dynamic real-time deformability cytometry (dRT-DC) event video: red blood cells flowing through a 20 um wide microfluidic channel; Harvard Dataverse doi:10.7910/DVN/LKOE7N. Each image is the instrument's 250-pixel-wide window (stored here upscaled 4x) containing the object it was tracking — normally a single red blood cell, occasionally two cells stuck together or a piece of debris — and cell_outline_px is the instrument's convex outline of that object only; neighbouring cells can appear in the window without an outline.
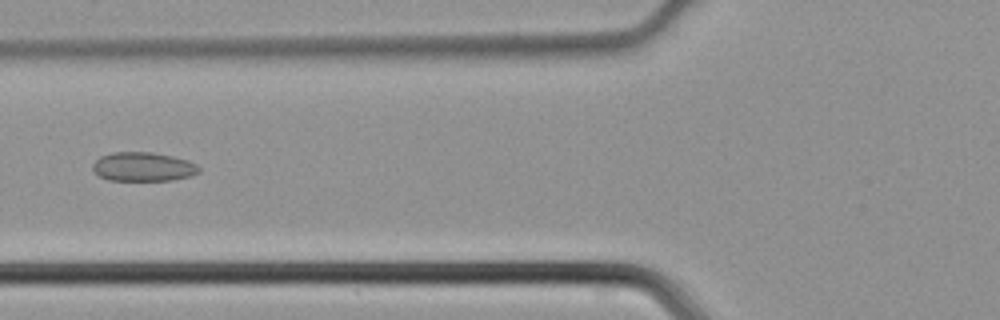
{"species": "common noctule bat (a hibernating species)", "species_latin": "Nyctalus noctula", "temperature_condition": "cold", "stored_images_in_passage": 46, "camera_frame_rate_fps": 3000, "um_per_image_px": 0.085, "animal": {"sex": "male", "body_mass_g": 21.5, "forearm_length_mm": 52.0}, "frame": {"image": 1, "passage_image": 18, "time_ms": 5.667, "image_size_px": [1000, 320], "cell_outline_px": [[200, 172], [192, 176], [172, 180], [108, 180], [100, 176], [92, 168], [92, 164], [100, 156], [112, 152], [152, 152], [172, 156], [188, 160], [196, 164], [200, 168]], "centroid_in_image_um": [12.19, 14.17], "position_along_channel_um": 113.6, "area_um2": 18.03}}
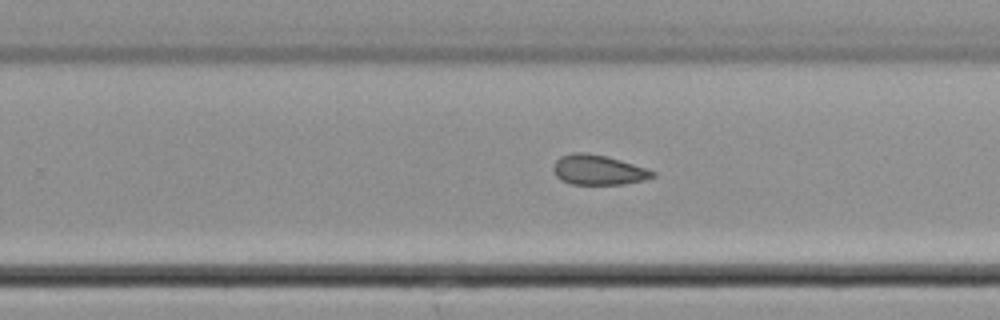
{"frame": {"image": 2, "passage_image": 29, "time_ms": 9.333, "image_size_px": [1000, 320], "cell_outline_px": [[656, 176], [644, 180], [624, 184], [572, 184], [556, 176], [552, 168], [556, 160], [560, 156], [572, 152], [588, 152], [608, 156], [656, 172]], "centroid_in_image_um": [50.84, 14.43], "position_along_channel_um": 279.0, "area_um2": 17.28}}
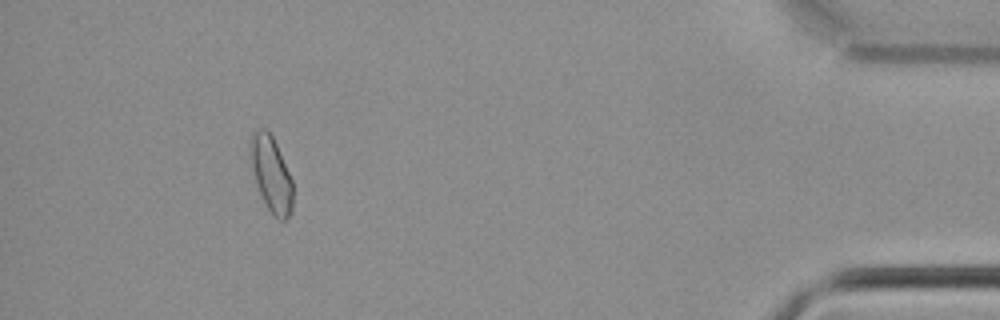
{"frame": {"image": 3, "passage_image": 42, "time_ms": 13.667, "image_size_px": [1000, 320], "cell_outline_px": [[292, 212], [284, 220], [280, 220], [268, 208], [256, 184], [252, 168], [248, 144], [248, 140], [252, 132], [256, 128], [264, 128], [272, 136], [276, 144], [292, 180]], "centroid_in_image_um": [23.02, 14.73], "position_along_channel_um": 412.2, "area_um2": 18.5}}